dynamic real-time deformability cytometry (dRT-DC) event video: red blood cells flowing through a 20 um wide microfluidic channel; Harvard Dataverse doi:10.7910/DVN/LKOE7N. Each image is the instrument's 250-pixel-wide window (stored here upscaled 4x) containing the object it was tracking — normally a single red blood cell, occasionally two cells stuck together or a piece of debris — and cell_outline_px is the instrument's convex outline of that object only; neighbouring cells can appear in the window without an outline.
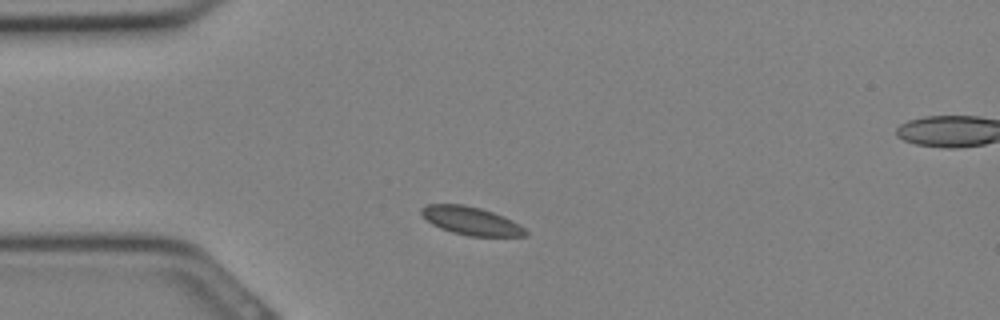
{"species": "Egyptian fruit bat (a non-hibernating species)", "species_latin": "Rousettus aegyptiacus", "temperature_condition": "cold", "stored_images_in_passage": 26, "segment_of_instrument_passage": [1, 2], "camera_frame_rate_fps": 3000, "um_per_image_px": 0.085, "animal": {"sex": "female"}, "frame": {"image": 1, "passage_image": 1, "time_ms": 0.0, "image_size_px": [1000, 320], "cell_outline_px": [[528, 236], [468, 236], [452, 232], [440, 228], [432, 224], [420, 212], [420, 208], [424, 204], [464, 204], [480, 208], [504, 216], [520, 224], [528, 232]], "centroid_in_image_um": [40.05, 18.77], "position_along_channel_um": 45.0, "area_um2": 17.17}}
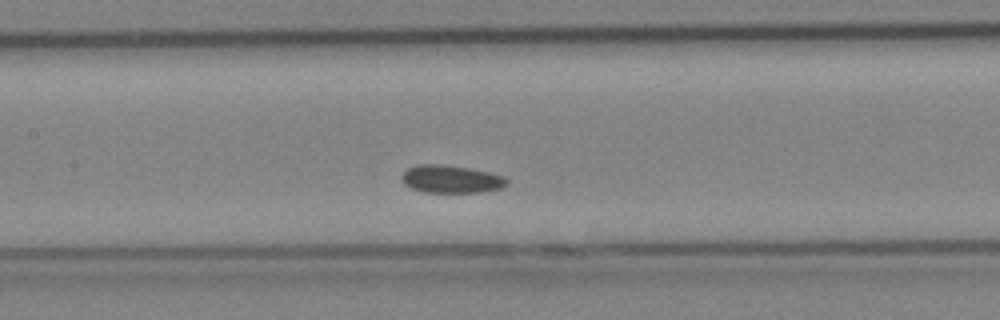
{"frame": {"image": 2, "passage_image": 8, "time_ms": 2.333, "image_size_px": [1000, 320], "cell_outline_px": [[508, 184], [500, 188], [480, 192], [424, 192], [412, 188], [404, 184], [400, 176], [408, 168], [416, 164], [436, 164], [468, 168], [488, 172], [504, 176], [508, 180]], "centroid_in_image_um": [38.32, 15.22], "position_along_channel_um": 169.1, "area_um2": 16.88}}
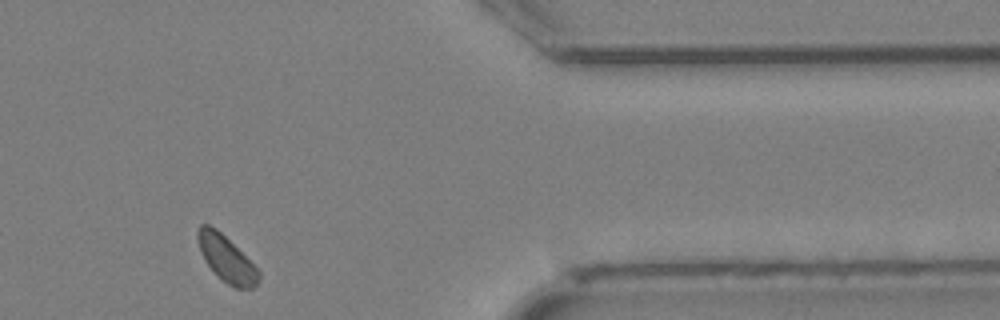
{"frame": {"image": 3, "passage_image": 20, "time_ms": 6.333, "image_size_px": [1000, 320], "cell_outline_px": [[260, 276], [256, 284], [252, 288], [236, 288], [228, 284], [216, 276], [204, 260], [200, 252], [196, 236], [196, 232], [200, 224], [208, 224], [216, 228], [260, 272]], "centroid_in_image_um": [19.18, 21.99], "position_along_channel_um": 392.2, "area_um2": 16.07}}